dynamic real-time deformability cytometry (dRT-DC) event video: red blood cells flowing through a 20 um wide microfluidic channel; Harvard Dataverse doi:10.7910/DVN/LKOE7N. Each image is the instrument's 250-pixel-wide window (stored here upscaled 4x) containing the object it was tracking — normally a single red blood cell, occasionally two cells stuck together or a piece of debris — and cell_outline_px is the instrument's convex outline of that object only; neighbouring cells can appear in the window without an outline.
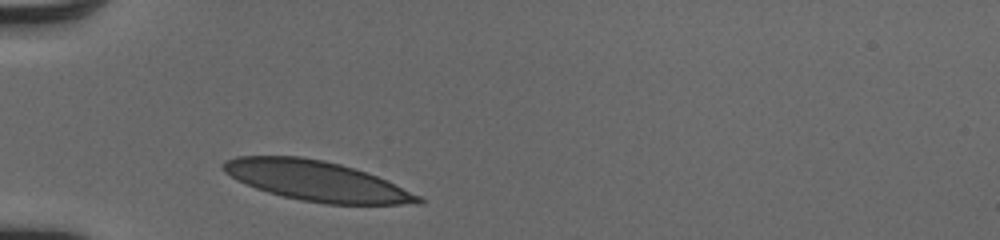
{"species": "human", "species_latin": "Homo sapiens", "temperature_condition": "cold", "stored_images_in_passage": 28, "camera_frame_rate_fps": 3000, "um_per_image_px": 0.085, "donor": {"sex": "male"}, "frame": {"image": 1, "passage_image": 1, "time_ms": 0.0, "image_size_px": [1000, 240], "cell_outline_px": [[424, 204], [324, 204], [300, 200], [268, 192], [256, 188], [236, 180], [224, 172], [224, 160], [236, 156], [300, 156], [324, 160], [340, 164], [376, 176], [420, 196], [424, 200]], "centroid_in_image_um": [26.88, 15.38], "position_along_channel_um": 58.1, "area_um2": 45.03}}
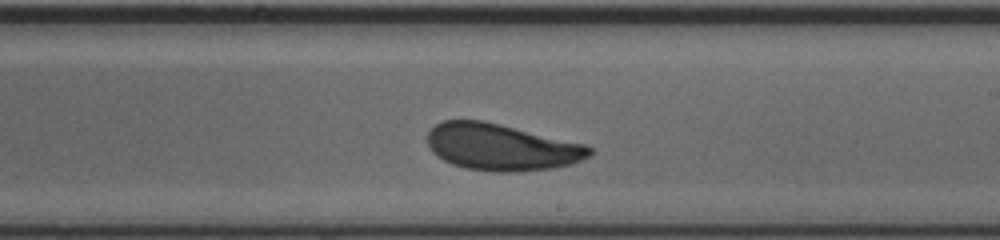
{"frame": {"image": 2, "passage_image": 16, "time_ms": 5.0, "image_size_px": [1000, 240], "cell_outline_px": [[592, 152], [588, 156], [572, 164], [552, 168], [516, 172], [496, 172], [468, 168], [452, 164], [444, 160], [432, 152], [428, 144], [428, 132], [436, 124], [444, 120], [484, 120], [584, 144], [592, 148]], "centroid_in_image_um": [42.6, 12.5], "position_along_channel_um": 246.4, "area_um2": 43.81}}
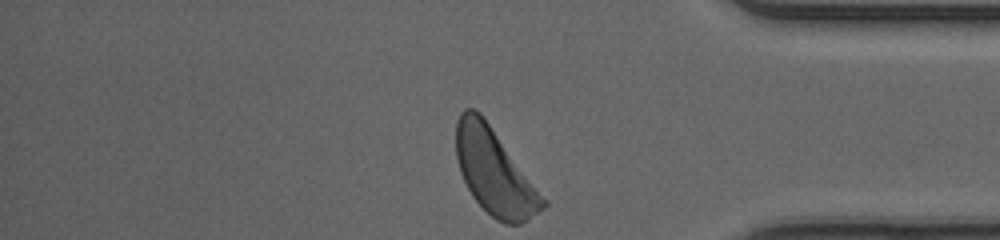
{"frame": {"image": 3, "passage_image": 28, "time_ms": 9.0, "image_size_px": [1000, 240], "cell_outline_px": [[548, 204], [544, 208], [528, 220], [520, 224], [504, 224], [496, 220], [472, 196], [460, 172], [456, 156], [456, 120], [460, 112], [464, 108], [476, 108], [484, 116], [548, 200]], "centroid_in_image_um": [42.05, 14.59], "position_along_channel_um": 393.2, "area_um2": 43.58}, "authors_computed_cell_mechanics": {"area_um2": 43.8413, "velocity_mm_per_s": 4.0416, "shape_relaxation_time_tau1_ms": 2.5351, "shape_relaxation_time_tau2_ms": 6.5813, "deformation_change_tau1": 0.1144, "deformation_change_tau2": 0.095}}